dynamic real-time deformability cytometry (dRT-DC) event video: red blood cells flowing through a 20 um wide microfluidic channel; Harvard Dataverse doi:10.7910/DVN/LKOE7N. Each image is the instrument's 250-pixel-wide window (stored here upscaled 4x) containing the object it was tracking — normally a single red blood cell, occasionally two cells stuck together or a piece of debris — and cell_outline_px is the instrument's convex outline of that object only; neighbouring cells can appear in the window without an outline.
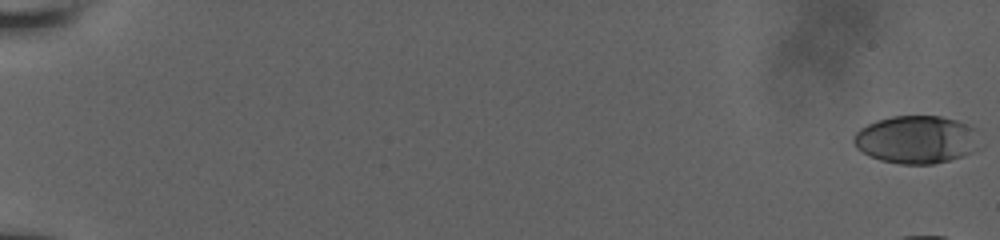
{"species": "human", "species_latin": "Homo sapiens", "temperature_condition": "room temperature", "stored_images_in_passage": 8, "camera_frame_rate_fps": 3000, "um_per_image_px": 0.085, "donor": {"sex": "male"}, "frame": {"image": 1, "passage_image": 1, "time_ms": 0.0, "image_size_px": [1000, 240], "cell_outline_px": [[976, 148], [972, 152], [964, 156], [932, 164], [900, 164], [880, 160], [856, 148], [852, 140], [856, 132], [860, 128], [876, 120], [892, 116], [940, 116], [956, 120], [976, 128]], "centroid_in_image_um": [77.87, 11.86], "position_along_channel_um": 7.1, "area_um2": 34.97}}